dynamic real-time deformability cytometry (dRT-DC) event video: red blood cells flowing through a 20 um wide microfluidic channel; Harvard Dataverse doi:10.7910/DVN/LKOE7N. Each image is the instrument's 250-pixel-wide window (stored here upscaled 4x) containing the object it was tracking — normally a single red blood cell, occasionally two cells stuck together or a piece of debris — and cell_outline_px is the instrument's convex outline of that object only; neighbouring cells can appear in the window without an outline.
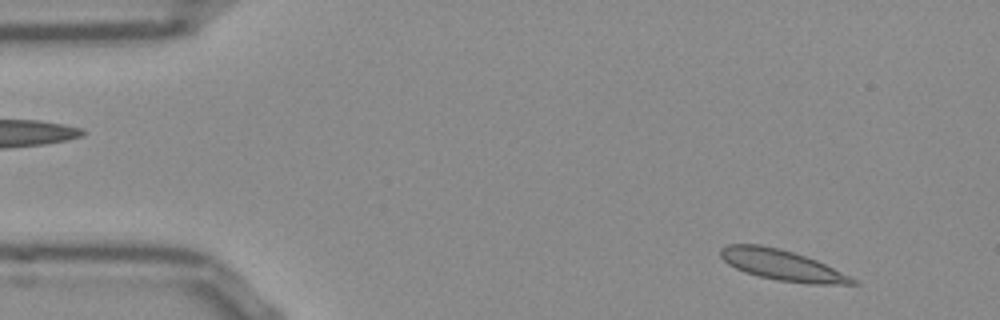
{"species": "Egyptian fruit bat (a non-hibernating species)", "species_latin": "Rousettus aegyptiacus", "temperature_condition": "room temperature", "stored_images_in_passage": 51, "camera_frame_rate_fps": 3000, "um_per_image_px": 0.085, "frame": {"image": 1, "passage_image": 3, "time_ms": 0.667, "image_size_px": [1000, 320], "cell_outline_px": [[860, 284], [808, 284], [776, 280], [744, 272], [728, 264], [720, 256], [720, 248], [728, 244], [760, 244], [792, 252], [816, 260], [856, 280]], "centroid_in_image_um": [66.41, 22.53], "position_along_channel_um": 18.6, "area_um2": 23.18}}
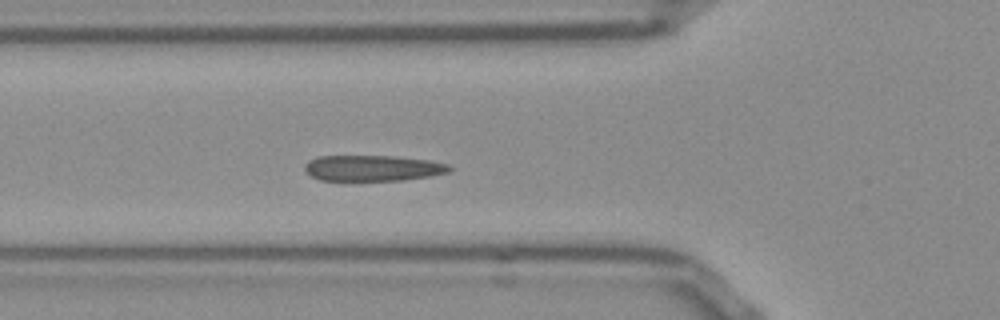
{"frame": {"image": 2, "passage_image": 16, "time_ms": 5.0, "image_size_px": [1000, 320], "cell_outline_px": [[452, 168], [448, 172], [428, 176], [404, 180], [320, 180], [312, 176], [304, 168], [304, 164], [308, 160], [316, 156], [392, 156], [428, 160], [448, 164]], "centroid_in_image_um": [31.65, 14.28], "position_along_channel_um": 94.1, "area_um2": 21.62}}
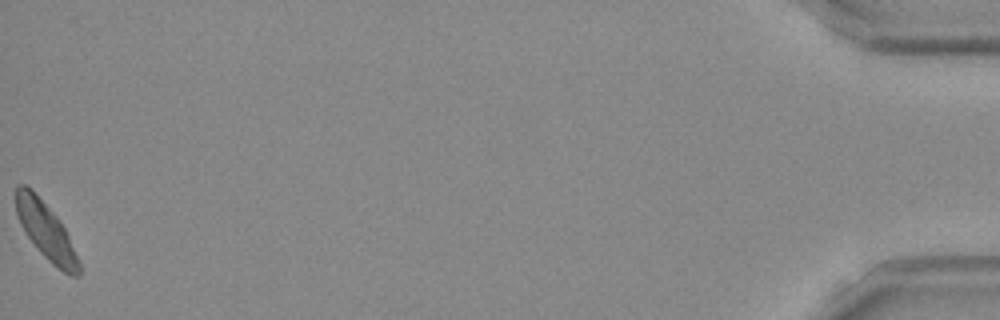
{"frame": {"image": 3, "passage_image": 51, "time_ms": 16.667, "image_size_px": [1000, 320], "cell_outline_px": [[80, 276], [72, 276], [64, 272], [52, 264], [40, 252], [28, 236], [20, 224], [16, 212], [16, 184], [24, 184], [32, 188], [60, 220], [68, 236], [80, 264]], "centroid_in_image_um": [3.89, 19.6], "position_along_channel_um": 431.3, "area_um2": 20.63}, "authors_computed_cell_mechanics": {"area_um2": 21.5016, "velocity_mm_per_s": 3.7812, "shape_relaxation_time_tau1_ms": 3.8573, "shape_relaxation_time_tau2_ms": null, "deformation_change_tau1": 0.1388, "deformation_change_tau2": null}}